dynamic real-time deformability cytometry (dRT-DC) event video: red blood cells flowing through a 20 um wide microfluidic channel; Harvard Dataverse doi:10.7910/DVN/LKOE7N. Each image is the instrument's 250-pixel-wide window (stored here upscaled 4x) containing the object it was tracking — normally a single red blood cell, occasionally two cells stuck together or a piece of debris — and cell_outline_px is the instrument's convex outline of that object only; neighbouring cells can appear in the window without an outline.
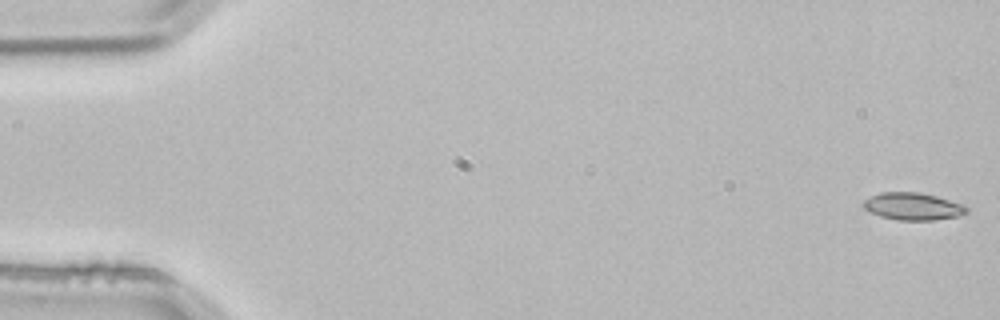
{"species": "common noctule bat (a hibernating species)", "species_latin": "Nyctalus noctula", "temperature_condition": "room temperature", "stored_images_in_passage": 3, "camera_frame_rate_fps": 3000, "um_per_image_px": 0.085, "animal": {"sex": "male", "body_mass_g": 21.5, "forearm_length_mm": 52.0}, "frame": {"image": 1, "passage_image": 1, "time_ms": 0.0, "image_size_px": [1000, 320], "cell_outline_px": [[968, 212], [956, 216], [936, 220], [896, 220], [880, 216], [868, 212], [860, 204], [864, 200], [880, 192], [920, 192], [936, 196], [964, 204], [968, 208]], "centroid_in_image_um": [77.57, 17.54], "position_along_channel_um": 7.4, "area_um2": 16.59}}
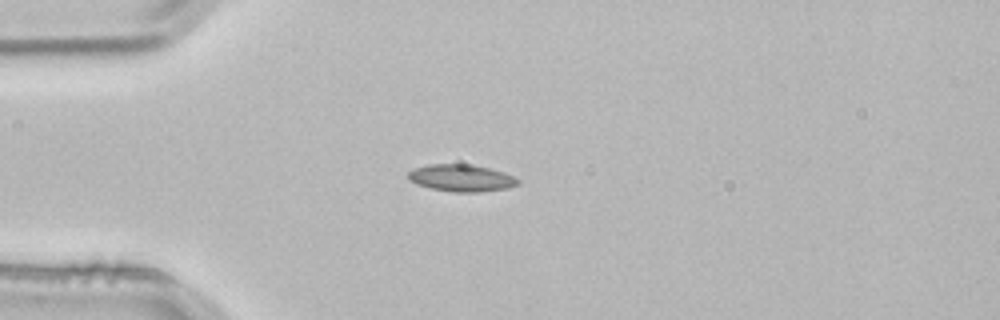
{"frame": {"image": 2, "passage_image": 3, "time_ms": 0.667, "image_size_px": [1000, 320], "cell_outline_px": [[520, 184], [508, 188], [480, 192], [452, 192], [432, 188], [416, 184], [408, 180], [408, 172], [416, 168], [428, 164], [464, 164], [488, 168], [504, 172], [516, 176], [520, 180]], "centroid_in_image_um": [39.25, 15.14], "position_along_channel_um": 45.8, "area_um2": 17.34}}